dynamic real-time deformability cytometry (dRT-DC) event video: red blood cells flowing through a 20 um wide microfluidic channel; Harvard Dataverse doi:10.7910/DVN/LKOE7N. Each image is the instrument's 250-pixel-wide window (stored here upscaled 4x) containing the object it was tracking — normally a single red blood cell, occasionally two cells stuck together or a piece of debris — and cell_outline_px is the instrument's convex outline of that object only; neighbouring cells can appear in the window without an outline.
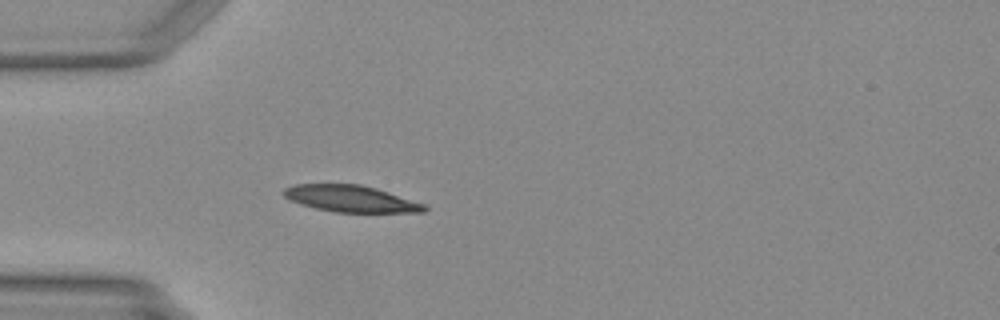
{"species": "Egyptian fruit bat (a non-hibernating species)", "species_latin": "Rousettus aegyptiacus", "temperature_condition": "warm", "stored_images_in_passage": 35, "camera_frame_rate_fps": 3000, "um_per_image_px": 0.085, "animal": {"sex": "female"}, "frame": {"image": 1, "passage_image": 1, "time_ms": 0.0, "image_size_px": [1000, 320], "cell_outline_px": [[428, 208], [424, 212], [336, 212], [316, 208], [292, 200], [284, 196], [284, 188], [296, 184], [360, 184], [376, 188], [424, 204]], "centroid_in_image_um": [29.84, 16.88], "position_along_channel_um": 55.2, "area_um2": 21.39}}
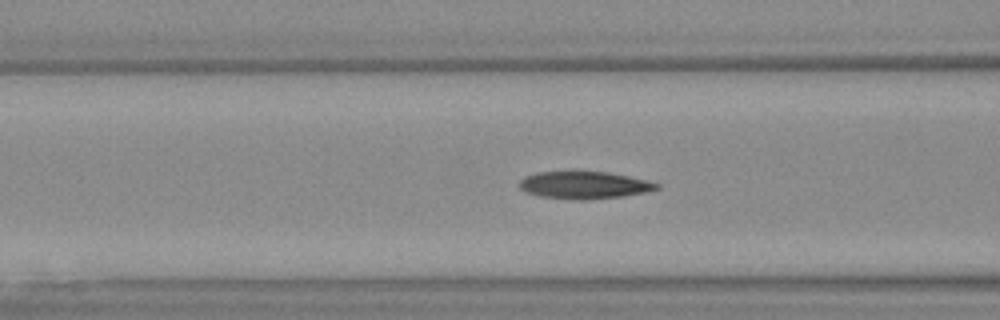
{"frame": {"image": 2, "passage_image": 6, "time_ms": 1.667, "image_size_px": [1000, 320], "cell_outline_px": [[660, 188], [644, 192], [620, 196], [584, 200], [580, 200], [540, 196], [528, 192], [520, 188], [520, 180], [524, 176], [536, 172], [608, 172], [628, 176], [660, 184]], "centroid_in_image_um": [49.64, 15.73], "position_along_channel_um": 117.0, "area_um2": 21.44}}